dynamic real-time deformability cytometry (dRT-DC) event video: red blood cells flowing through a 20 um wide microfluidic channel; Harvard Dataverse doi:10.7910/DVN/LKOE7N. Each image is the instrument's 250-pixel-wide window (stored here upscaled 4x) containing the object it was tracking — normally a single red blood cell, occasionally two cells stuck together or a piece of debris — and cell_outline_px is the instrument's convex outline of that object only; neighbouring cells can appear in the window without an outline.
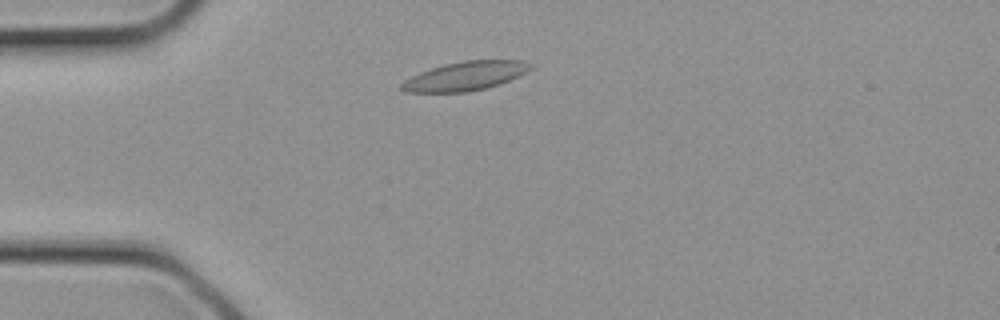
{"species": "common noctule bat (a hibernating species)", "species_latin": "Nyctalus noctula", "temperature_condition": "cold", "stored_images_in_passage": 4, "camera_frame_rate_fps": 3000, "um_per_image_px": 0.085, "animal": {"sex": "female", "body_mass_g": 21.9}, "frame": {"image": 1, "passage_image": 1, "time_ms": 0.0, "image_size_px": [1000, 320], "cell_outline_px": [[532, 68], [500, 84], [468, 92], [404, 92], [400, 88], [400, 84], [404, 80], [420, 72], [444, 64], [464, 60], [520, 60], [532, 64]], "centroid_in_image_um": [39.5, 6.46], "position_along_channel_um": 45.5, "area_um2": 21.5}}
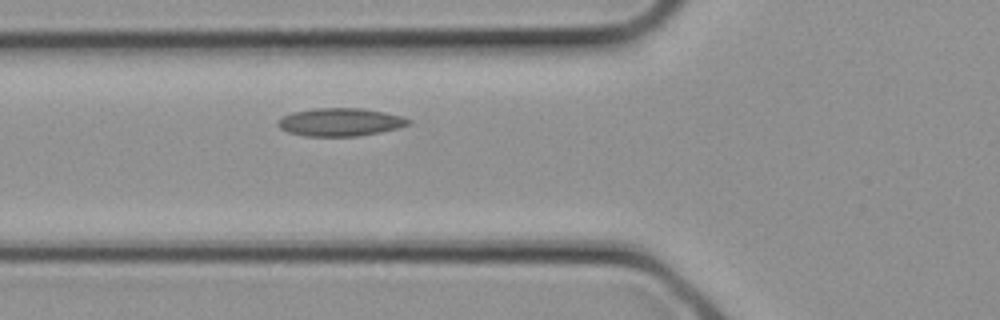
{"frame": {"image": 2, "passage_image": 4, "time_ms": 1.0, "image_size_px": [1000, 320], "cell_outline_px": [[412, 120], [408, 124], [396, 128], [380, 132], [360, 136], [304, 136], [288, 132], [280, 128], [276, 124], [276, 120], [292, 112], [316, 108], [364, 108], [384, 112], [400, 116]], "centroid_in_image_um": [28.88, 10.37], "position_along_channel_um": 96.9, "area_um2": 21.27}}